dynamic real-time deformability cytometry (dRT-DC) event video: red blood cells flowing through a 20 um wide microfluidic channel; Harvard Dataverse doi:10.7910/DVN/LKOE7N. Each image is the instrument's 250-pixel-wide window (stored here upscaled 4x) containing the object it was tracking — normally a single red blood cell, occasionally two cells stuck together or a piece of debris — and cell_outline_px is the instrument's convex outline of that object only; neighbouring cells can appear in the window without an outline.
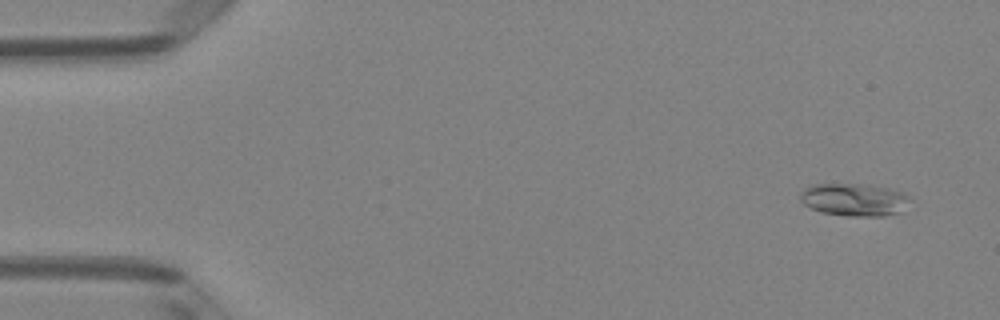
{"species": "Egyptian fruit bat (a non-hibernating species)", "species_latin": "Rousettus aegyptiacus", "temperature_condition": "room temperature", "stored_images_in_passage": 6, "camera_frame_rate_fps": 3000, "um_per_image_px": 0.085, "animal": {"sex": "female"}, "frame": {"image": 1, "passage_image": 1, "time_ms": 0.0, "image_size_px": [1000, 320], "cell_outline_px": [[912, 200], [900, 212], [884, 216], [848, 216], [820, 212], [804, 204], [800, 200], [800, 192], [804, 188], [812, 184], [860, 184], [888, 188], [900, 192], [908, 196]], "centroid_in_image_um": [72.59, 16.97], "position_along_channel_um": 12.4, "area_um2": 20.87}}
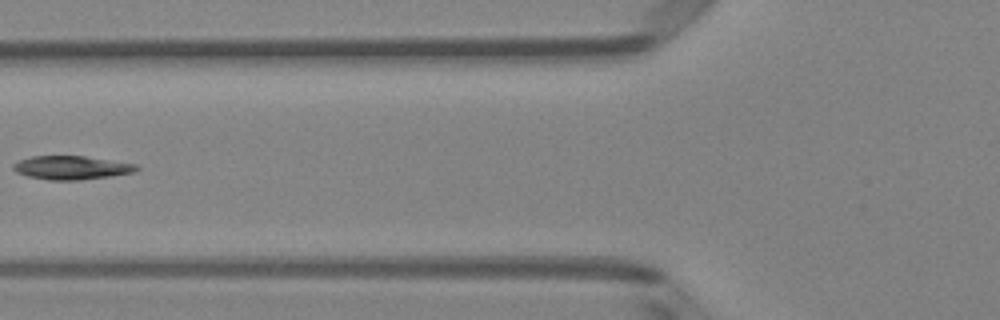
{"frame": {"image": 2, "passage_image": 5, "time_ms": 1.333, "image_size_px": [1000, 320], "cell_outline_px": [[140, 168], [136, 172], [80, 180], [48, 180], [28, 176], [16, 172], [12, 168], [12, 164], [20, 160], [32, 156], [84, 156], [136, 164]], "centroid_in_image_um": [6.06, 14.25], "position_along_channel_um": 119.7, "area_um2": 16.88}}
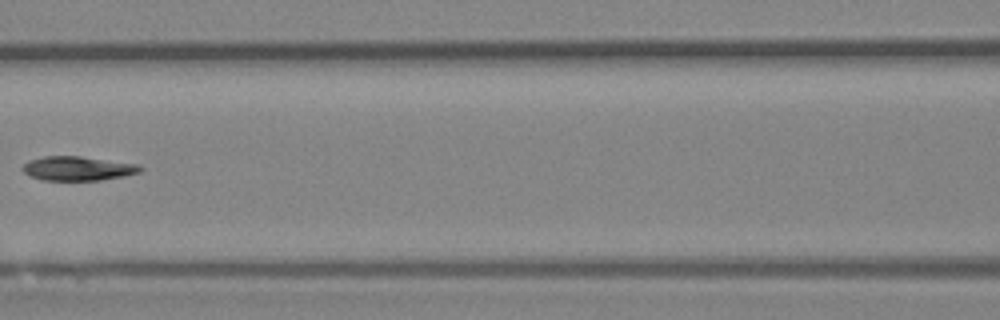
{"frame": {"image": 3, "passage_image": 6, "time_ms": 1.667, "image_size_px": [1000, 320], "cell_outline_px": [[144, 168], [140, 172], [124, 176], [100, 180], [44, 180], [28, 176], [24, 172], [24, 164], [28, 160], [44, 156], [80, 156], [140, 164]], "centroid_in_image_um": [6.64, 14.31], "position_along_channel_um": 160.0, "area_um2": 16.65}}